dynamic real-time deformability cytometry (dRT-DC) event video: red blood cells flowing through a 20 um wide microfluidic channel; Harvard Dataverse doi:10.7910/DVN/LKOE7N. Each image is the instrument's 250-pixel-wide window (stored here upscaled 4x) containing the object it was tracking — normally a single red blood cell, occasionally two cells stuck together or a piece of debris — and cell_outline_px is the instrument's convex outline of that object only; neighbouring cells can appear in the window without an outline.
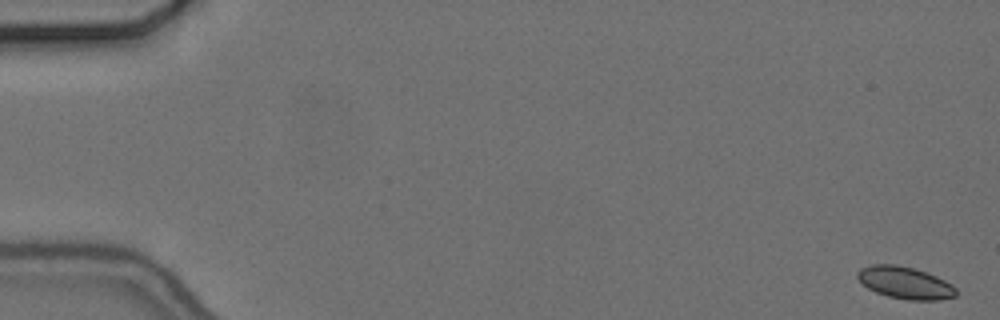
{"species": "common noctule bat (a hibernating species)", "species_latin": "Nyctalus noctula", "temperature_condition": "cold", "stored_images_in_passage": 57, "camera_frame_rate_fps": 3000, "um_per_image_px": 0.085, "animal": {"sex": "female", "body_mass_g": 24.6, "forearm_length_mm": 56.2}, "frame": {"image": 1, "passage_image": 1, "time_ms": 0.0, "image_size_px": [1000, 320], "cell_outline_px": [[956, 296], [940, 300], [908, 300], [888, 296], [876, 292], [868, 288], [856, 276], [856, 272], [860, 268], [872, 264], [896, 264], [912, 268], [936, 276], [952, 284], [956, 288]], "centroid_in_image_um": [76.92, 24.03], "position_along_channel_um": 8.1, "area_um2": 18.38}}
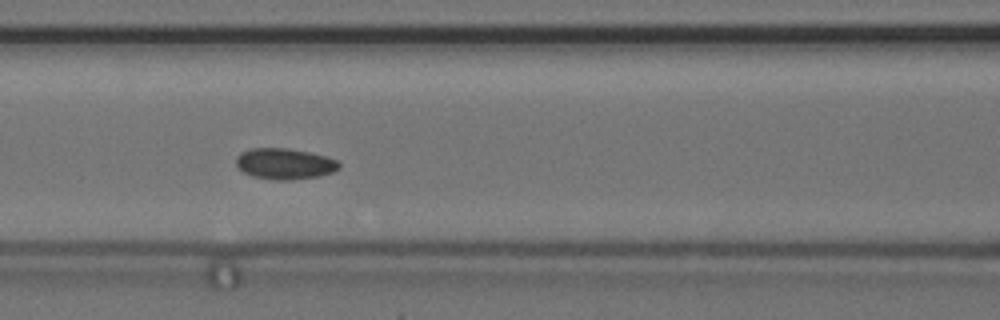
{"frame": {"image": 2, "passage_image": 25, "time_ms": 8.0, "image_size_px": [1000, 320], "cell_outline_px": [[340, 168], [332, 172], [320, 176], [292, 180], [276, 180], [252, 176], [236, 168], [236, 156], [240, 152], [248, 148], [288, 148], [308, 152], [324, 156], [336, 160], [340, 164]], "centroid_in_image_um": [24.15, 13.92], "position_along_channel_um": 142.4, "area_um2": 18.73}}
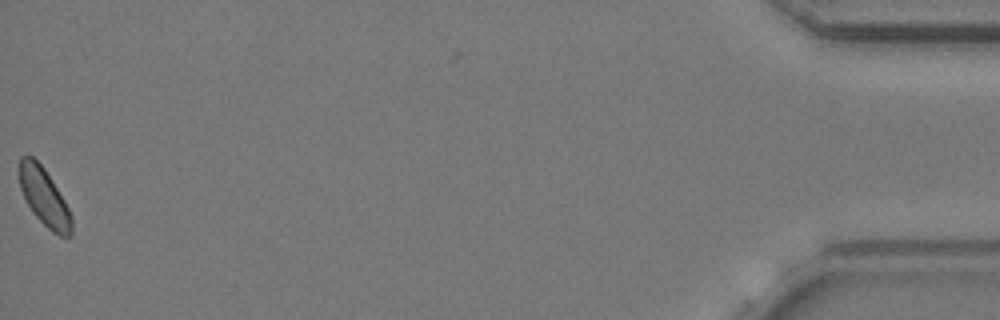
{"frame": {"image": 3, "passage_image": 57, "time_ms": 18.667, "image_size_px": [1000, 320], "cell_outline_px": [[72, 232], [68, 236], [60, 236], [52, 232], [32, 212], [20, 188], [16, 172], [20, 156], [32, 156], [44, 168], [64, 200], [72, 216]], "centroid_in_image_um": [3.71, 16.71], "position_along_channel_um": 431.5, "area_um2": 17.63}}